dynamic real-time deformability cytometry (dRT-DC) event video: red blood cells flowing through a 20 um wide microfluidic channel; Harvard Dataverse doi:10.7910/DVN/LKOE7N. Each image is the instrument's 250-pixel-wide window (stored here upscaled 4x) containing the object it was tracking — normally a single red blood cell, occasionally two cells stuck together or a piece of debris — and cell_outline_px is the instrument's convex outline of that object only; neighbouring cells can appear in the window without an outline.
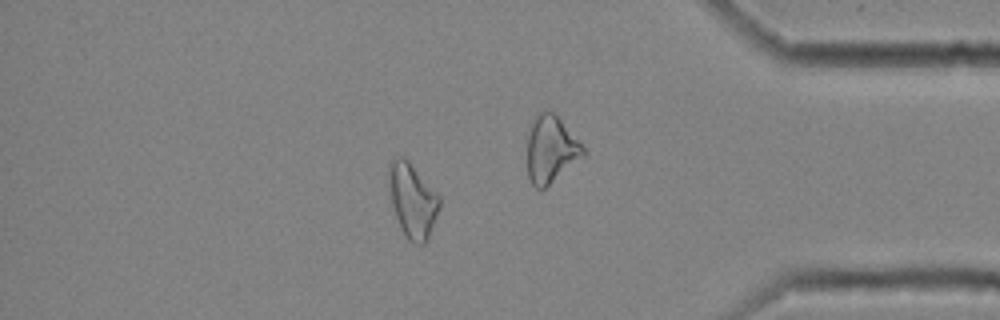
{"species": "common noctule bat (a hibernating species)", "species_latin": "Nyctalus noctula", "temperature_condition": "cold", "stored_images_in_passage": 58, "camera_frame_rate_fps": 3000, "um_per_image_px": 0.085, "animal": {"sex": "female", "body_mass_g": 25.1}, "frame": {"image": 1, "passage_image": 50, "time_ms": 16.333, "image_size_px": [1000, 320], "cell_outline_px": [[440, 208], [428, 240], [424, 244], [416, 244], [408, 240], [404, 236], [400, 228], [392, 208], [388, 184], [388, 168], [392, 156], [404, 156], [408, 160], [440, 196]], "centroid_in_image_um": [35.04, 17.04], "position_along_channel_um": 400.2, "area_um2": 22.43}, "authors_computed_cell_mechanics": {"area_um2": 22.7443, "velocity_mm_per_s": 3.5055, "shape_relaxation_time_tau1_ms": null, "shape_relaxation_time_tau2_ms": 8.3211, "deformation_change_tau1": null, "deformation_change_tau2": 0.1935}}